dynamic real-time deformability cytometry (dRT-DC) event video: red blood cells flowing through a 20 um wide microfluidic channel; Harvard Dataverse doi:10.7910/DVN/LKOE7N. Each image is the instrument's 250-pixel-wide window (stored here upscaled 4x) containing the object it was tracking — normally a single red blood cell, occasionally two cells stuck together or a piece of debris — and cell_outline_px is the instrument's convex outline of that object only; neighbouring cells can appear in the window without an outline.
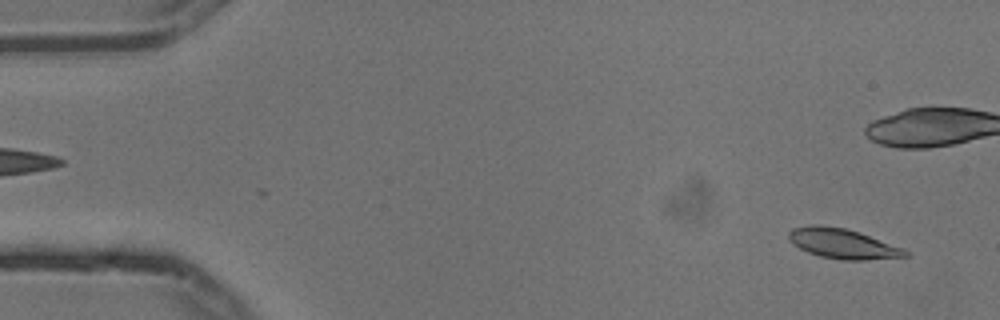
{"species": "common noctule bat (a hibernating species)", "species_latin": "Nyctalus noctula", "temperature_condition": "cold", "stored_images_in_passage": 9, "camera_frame_rate_fps": 3000, "um_per_image_px": 0.085, "animal": {"sex": "male", "body_mass_g": 13.3}, "frame": {"image": 1, "passage_image": 1, "time_ms": 0.0, "image_size_px": [1000, 320], "cell_outline_px": [[908, 256], [864, 260], [840, 260], [820, 256], [808, 252], [792, 244], [788, 240], [788, 232], [792, 228], [812, 224], [820, 224], [844, 228], [860, 232], [904, 248], [908, 252]], "centroid_in_image_um": [71.6, 20.7], "position_along_channel_um": 13.4, "area_um2": 20.52}}